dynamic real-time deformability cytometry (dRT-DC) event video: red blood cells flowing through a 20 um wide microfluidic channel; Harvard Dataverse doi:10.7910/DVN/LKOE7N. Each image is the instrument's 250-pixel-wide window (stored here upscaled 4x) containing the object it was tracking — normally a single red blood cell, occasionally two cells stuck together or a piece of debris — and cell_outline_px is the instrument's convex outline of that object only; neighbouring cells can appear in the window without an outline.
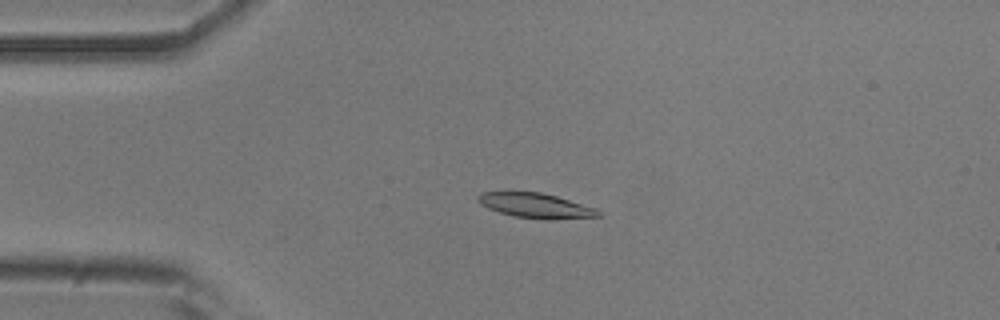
{"species": "common noctule bat (a hibernating species)", "species_latin": "Nyctalus noctula", "temperature_condition": "room temperature", "stored_images_in_passage": 49, "camera_frame_rate_fps": 3000, "um_per_image_px": 0.085, "animal": {"sex": "male", "body_mass_g": 20.5, "forearm_length_mm": 52.5}, "frame": {"image": 1, "passage_image": 13, "time_ms": 4.0, "image_size_px": [1000, 320], "cell_outline_px": [[600, 216], [548, 220], [516, 216], [500, 212], [488, 208], [480, 204], [476, 200], [476, 196], [480, 192], [540, 192], [556, 196], [596, 208], [600, 212]], "centroid_in_image_um": [45.51, 17.47], "position_along_channel_um": 39.5, "area_um2": 17.28}}
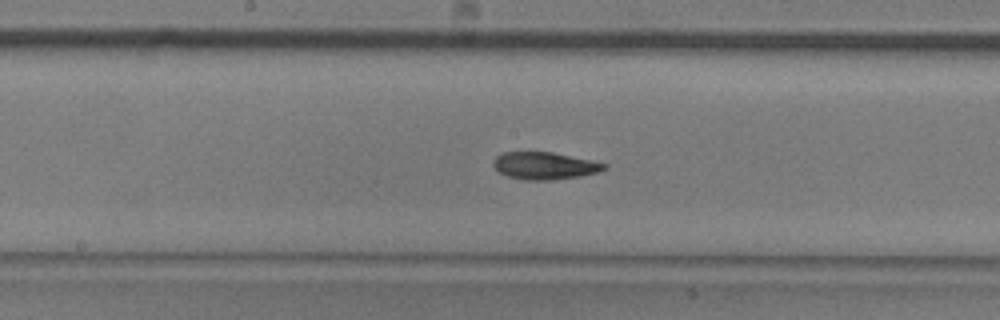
{"frame": {"image": 2, "passage_image": 28, "time_ms": 9.0, "image_size_px": [1000, 320], "cell_outline_px": [[608, 168], [596, 172], [580, 176], [552, 180], [524, 180], [508, 176], [500, 172], [492, 164], [492, 160], [496, 156], [504, 152], [552, 152], [608, 164]], "centroid_in_image_um": [46.27, 14.09], "position_along_channel_um": 201.9, "area_um2": 17.51}}
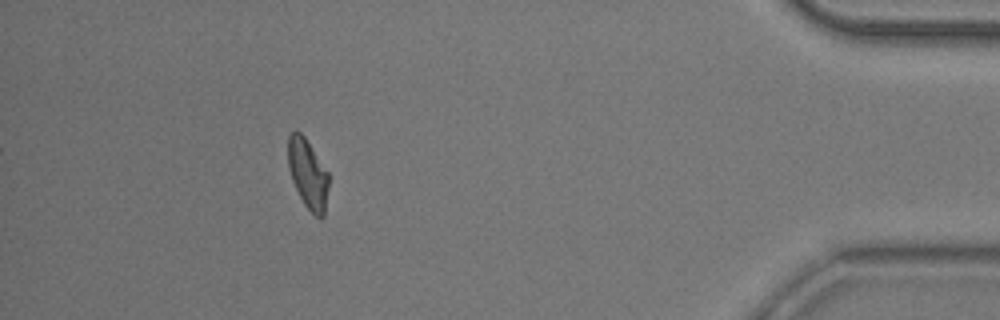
{"frame": {"image": 3, "passage_image": 49, "time_ms": 16.0, "image_size_px": [1000, 320], "cell_outline_px": [[328, 188], [324, 216], [320, 220], [304, 204], [292, 180], [288, 168], [288, 136], [292, 132], [300, 132], [304, 136], [328, 172]], "centroid_in_image_um": [26.16, 14.79], "position_along_channel_um": 409.0, "area_um2": 16.24}, "authors_computed_cell_mechanics": {"area_um2": 17.3978, "velocity_mm_per_s": 3.7582, "shape_relaxation_time_tau1_ms": 4.5503, "shape_relaxation_time_tau2_ms": 4.0456, "deformation_change_tau1": 0.1539, "deformation_change_tau2": 0.0622}}